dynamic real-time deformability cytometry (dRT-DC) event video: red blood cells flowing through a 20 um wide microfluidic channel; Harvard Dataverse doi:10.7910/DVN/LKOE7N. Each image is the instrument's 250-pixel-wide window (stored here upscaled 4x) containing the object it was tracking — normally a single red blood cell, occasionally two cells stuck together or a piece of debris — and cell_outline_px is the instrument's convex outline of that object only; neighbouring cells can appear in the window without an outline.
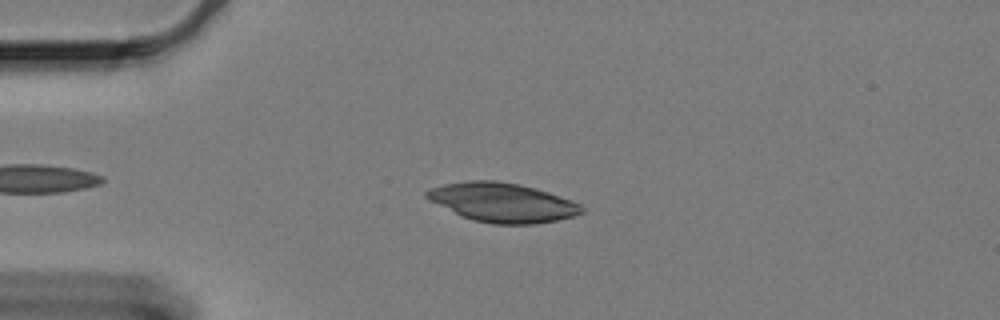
{"species": "Egyptian fruit bat (a non-hibernating species)", "species_latin": "Rousettus aegyptiacus", "temperature_condition": "cold", "stored_images_in_passage": 43, "camera_frame_rate_fps": 3000, "um_per_image_px": 0.085, "animal": {"sex": "female"}, "frame": {"image": 1, "passage_image": 2, "time_ms": 0.333, "image_size_px": [1000, 320], "cell_outline_px": [[584, 212], [572, 216], [556, 220], [532, 224], [492, 224], [472, 220], [428, 200], [424, 196], [424, 192], [432, 188], [444, 184], [468, 180], [496, 180], [520, 184], [548, 192], [572, 200], [580, 204], [584, 208]], "centroid_in_image_um": [42.7, 17.2], "position_along_channel_um": 42.3, "area_um2": 35.26}}
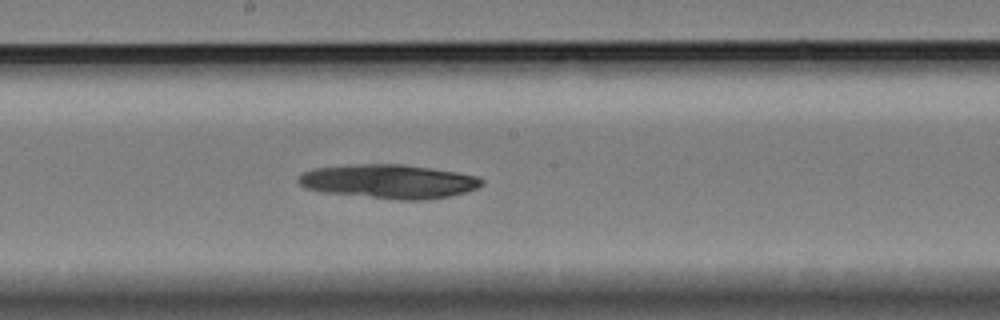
{"frame": {"image": 2, "passage_image": 20, "time_ms": 6.333, "image_size_px": [1000, 320], "cell_outline_px": [[484, 184], [468, 192], [452, 196], [424, 200], [396, 200], [324, 192], [308, 188], [300, 184], [300, 176], [304, 172], [312, 168], [360, 164], [404, 164], [432, 168], [456, 172], [476, 176], [484, 180]], "centroid_in_image_um": [33.13, 15.43], "position_along_channel_um": 215.1, "area_um2": 36.3}}
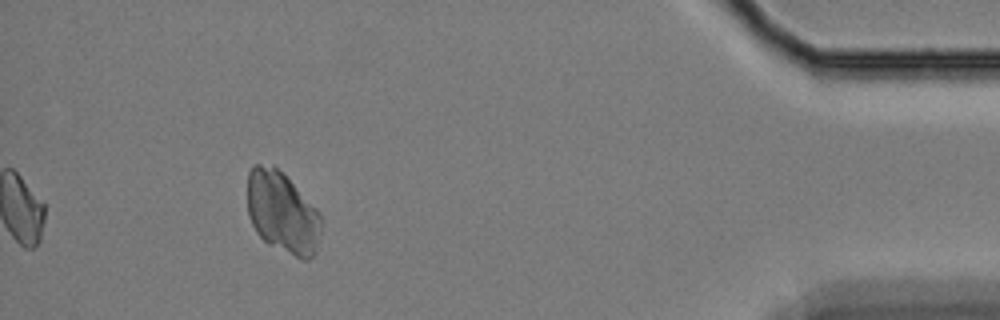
{"frame": {"image": 3, "passage_image": 43, "time_ms": 14.0, "image_size_px": [1000, 320], "cell_outline_px": [[320, 232], [316, 252], [308, 260], [300, 260], [268, 244], [256, 232], [248, 216], [248, 172], [252, 164], [272, 164], [316, 208], [320, 216]], "centroid_in_image_um": [23.97, 18.09], "position_along_channel_um": 411.2, "area_um2": 34.85}}